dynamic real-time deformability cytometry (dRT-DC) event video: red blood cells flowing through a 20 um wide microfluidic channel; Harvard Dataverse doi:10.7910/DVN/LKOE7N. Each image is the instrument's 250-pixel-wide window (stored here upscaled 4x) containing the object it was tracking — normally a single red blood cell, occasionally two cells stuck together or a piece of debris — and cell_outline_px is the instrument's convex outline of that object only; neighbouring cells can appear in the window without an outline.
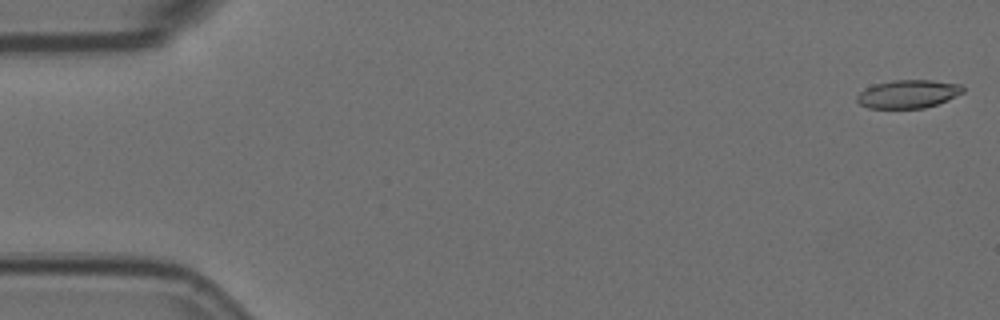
{"species": "Egyptian fruit bat (a non-hibernating species)", "species_latin": "Rousettus aegyptiacus", "temperature_condition": "room temperature", "stored_images_in_passage": 5, "camera_frame_rate_fps": 3000, "um_per_image_px": 0.085, "animal": {"sex": "female"}, "frame": {"image": 1, "passage_image": 1, "time_ms": 0.0, "image_size_px": [1000, 320], "cell_outline_px": [[964, 92], [948, 100], [924, 108], [868, 108], [860, 104], [856, 100], [856, 96], [860, 92], [872, 84], [892, 80], [932, 80], [960, 84], [964, 88]], "centroid_in_image_um": [77.18, 7.98], "position_along_channel_um": 7.8, "area_um2": 17.51}}
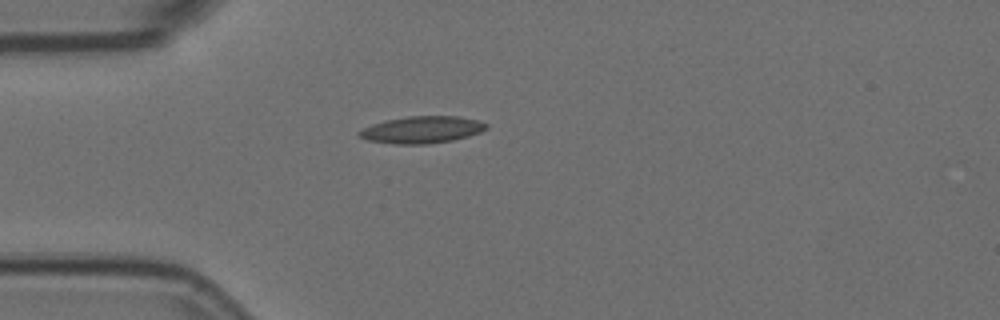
{"frame": {"image": 2, "passage_image": 5, "time_ms": 1.333, "image_size_px": [1000, 320], "cell_outline_px": [[488, 128], [480, 132], [468, 136], [452, 140], [428, 144], [396, 144], [368, 140], [356, 136], [356, 132], [372, 124], [384, 120], [408, 116], [460, 116], [476, 120], [488, 124]], "centroid_in_image_um": [35.84, 11.02], "position_along_channel_um": 49.2, "area_um2": 20.06}}